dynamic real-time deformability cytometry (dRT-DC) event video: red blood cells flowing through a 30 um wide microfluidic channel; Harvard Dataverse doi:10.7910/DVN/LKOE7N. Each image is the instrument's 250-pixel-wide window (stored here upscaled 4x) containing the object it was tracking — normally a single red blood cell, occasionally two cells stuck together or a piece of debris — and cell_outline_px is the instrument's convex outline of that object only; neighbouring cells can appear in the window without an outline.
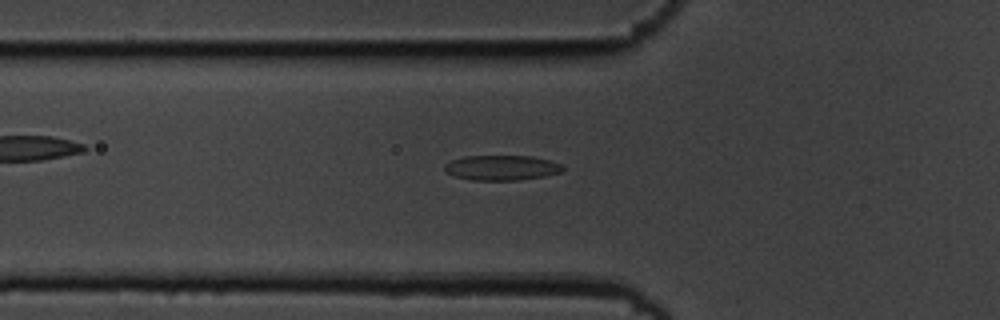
{"species": "common noctule bat (a hibernating species)", "species_latin": "Nyctalus noctula", "temperature_condition": "cold", "stored_images_in_passage": 47, "camera_frame_rate_fps": 3000, "um_per_image_px": 0.085, "animal": {"sex": "male", "body_mass_g": 19.5, "forearm_length_mm": 54.6}, "frame": {"image": 1, "passage_image": 11, "time_ms": 3.333, "image_size_px": [1000, 320], "cell_outline_px": [[564, 168], [560, 172], [544, 176], [520, 180], [472, 180], [456, 176], [448, 172], [444, 168], [444, 164], [452, 160], [464, 156], [532, 156], [552, 160], [564, 164]], "centroid_in_image_um": [42.7, 14.25], "position_along_channel_um": 83.1, "area_um2": 17.28}}
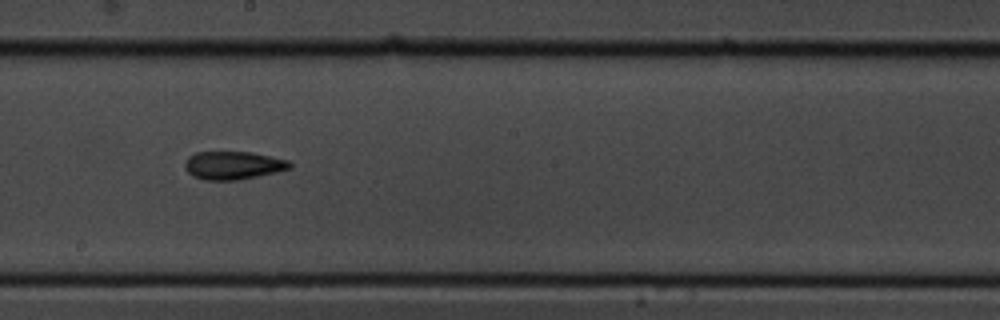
{"frame": {"image": 2, "passage_image": 23, "time_ms": 7.333, "image_size_px": [1000, 320], "cell_outline_px": [[292, 168], [276, 172], [236, 180], [204, 180], [192, 176], [184, 168], [184, 164], [188, 156], [196, 152], [252, 152], [288, 160], [292, 164]], "centroid_in_image_um": [19.79, 14.05], "position_along_channel_um": 228.4, "area_um2": 17.22}}
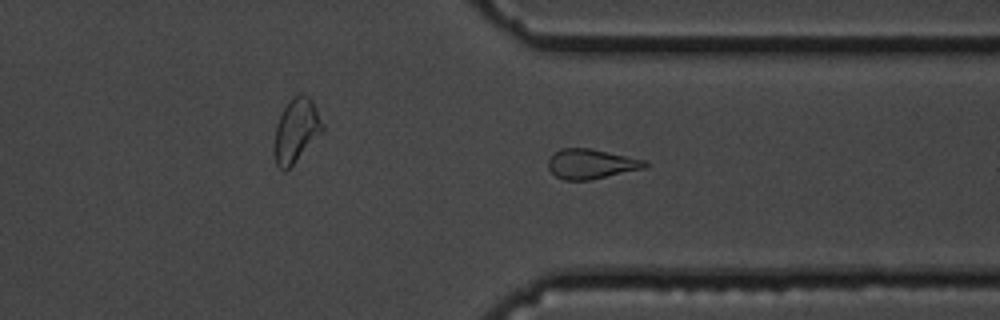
{"frame": {"image": 3, "passage_image": 34, "time_ms": 11.0, "image_size_px": [1000, 320], "cell_outline_px": [[648, 164], [644, 168], [588, 180], [564, 180], [556, 176], [548, 168], [548, 160], [560, 148], [588, 148], [648, 160]], "centroid_in_image_um": [50.25, 13.93], "position_along_channel_um": 361.2, "area_um2": 16.59}, "authors_computed_cell_mechanics": {"area_um2": 17.2244, "velocity_mm_per_s": 3.6186, "shape_relaxation_time_tau1_ms": 6.2667, "shape_relaxation_time_tau2_ms": 5.1961, "deformation_change_tau1": 0.148, "deformation_change_tau2": 0.1318}}